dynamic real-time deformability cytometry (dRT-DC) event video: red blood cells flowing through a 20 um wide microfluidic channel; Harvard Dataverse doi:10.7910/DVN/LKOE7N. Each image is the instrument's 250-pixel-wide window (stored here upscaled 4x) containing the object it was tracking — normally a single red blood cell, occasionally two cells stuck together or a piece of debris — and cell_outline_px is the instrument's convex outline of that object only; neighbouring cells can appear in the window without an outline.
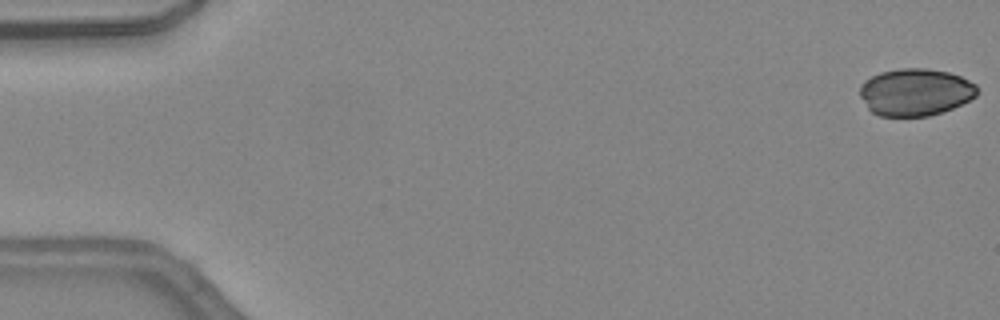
{"species": "common noctule bat (a hibernating species)", "species_latin": "Nyctalus noctula", "temperature_condition": "warm", "stored_images_in_passage": 46, "camera_frame_rate_fps": 3000, "um_per_image_px": 0.085, "animal": {"sex": "female", "body_mass_g": 24.6, "forearm_length_mm": 56.2}, "frame": {"image": 1, "passage_image": 1, "time_ms": 0.0, "image_size_px": [1000, 320], "cell_outline_px": [[976, 96], [952, 108], [928, 116], [880, 116], [872, 112], [868, 108], [860, 96], [860, 84], [864, 80], [880, 72], [900, 68], [928, 68], [948, 72], [960, 76], [976, 84]], "centroid_in_image_um": [77.77, 7.82], "position_along_channel_um": 7.2, "area_um2": 32.19}}